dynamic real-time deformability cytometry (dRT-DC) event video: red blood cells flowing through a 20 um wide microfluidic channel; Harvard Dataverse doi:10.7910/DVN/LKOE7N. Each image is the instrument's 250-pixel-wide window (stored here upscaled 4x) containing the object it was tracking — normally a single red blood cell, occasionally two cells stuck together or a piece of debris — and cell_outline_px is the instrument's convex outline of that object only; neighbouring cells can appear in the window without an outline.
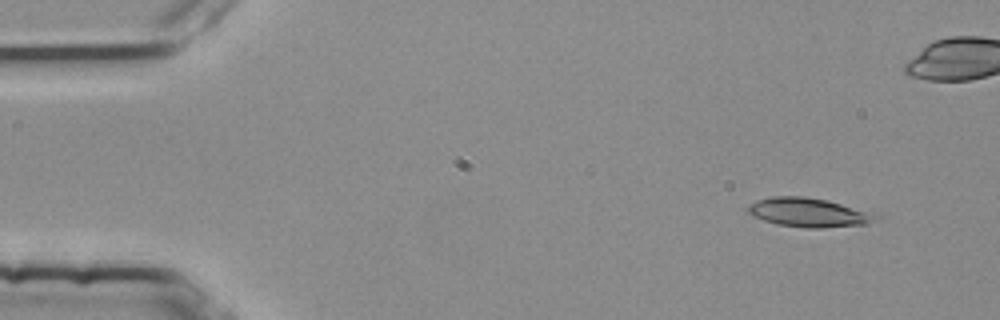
{"species": "common noctule bat (a hibernating species)", "species_latin": "Nyctalus noctula", "temperature_condition": "room temperature", "stored_images_in_passage": 4, "camera_frame_rate_fps": 3000, "um_per_image_px": 0.085, "animal": {"sex": "female", "body_mass_g": 25.1}, "frame": {"image": 1, "passage_image": 1, "time_ms": 0.0, "image_size_px": [1000, 320], "cell_outline_px": [[880, 216], [868, 224], [820, 228], [804, 228], [776, 224], [752, 216], [748, 212], [748, 208], [756, 200], [772, 196], [804, 196], [824, 200], [880, 212]], "centroid_in_image_um": [68.82, 18.06], "position_along_channel_um": 16.2, "area_um2": 21.91}}